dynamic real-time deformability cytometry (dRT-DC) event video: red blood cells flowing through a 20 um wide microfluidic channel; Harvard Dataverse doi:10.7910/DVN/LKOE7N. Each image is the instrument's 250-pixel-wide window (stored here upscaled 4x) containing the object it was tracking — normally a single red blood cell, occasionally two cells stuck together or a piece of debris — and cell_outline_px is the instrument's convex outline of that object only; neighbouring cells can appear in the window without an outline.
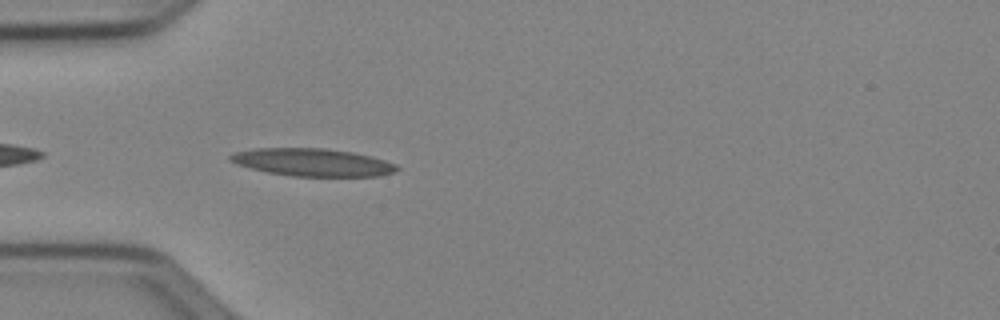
{"species": "Egyptian fruit bat (a non-hibernating species)", "species_latin": "Rousettus aegyptiacus", "temperature_condition": "cold", "stored_images_in_passage": 6, "camera_frame_rate_fps": 3000, "um_per_image_px": 0.085, "animal": {"sex": "female"}, "frame": {"image": 1, "passage_image": 2, "time_ms": 0.333, "image_size_px": [1000, 320], "cell_outline_px": [[400, 168], [392, 172], [380, 176], [292, 176], [268, 172], [236, 164], [228, 160], [228, 156], [236, 152], [256, 148], [324, 148], [352, 152], [372, 156], [396, 164]], "centroid_in_image_um": [26.57, 13.79], "position_along_channel_um": 58.4, "area_um2": 26.76}}